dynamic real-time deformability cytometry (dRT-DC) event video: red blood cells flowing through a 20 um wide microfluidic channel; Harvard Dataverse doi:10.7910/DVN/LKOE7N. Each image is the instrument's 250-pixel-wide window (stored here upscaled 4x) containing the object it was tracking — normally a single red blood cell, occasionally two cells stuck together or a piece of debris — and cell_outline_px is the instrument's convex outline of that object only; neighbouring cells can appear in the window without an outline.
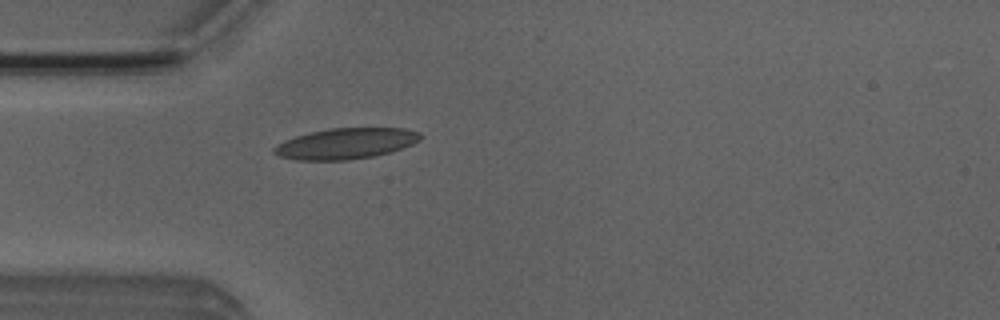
{"species": "Egyptian fruit bat (a non-hibernating species)", "species_latin": "Rousettus aegyptiacus", "temperature_condition": "room temperature", "stored_images_in_passage": 1, "camera_frame_rate_fps": 3000, "um_per_image_px": 0.085, "animal": {"sex": "male"}, "frame": {"image": 1, "passage_image": 1, "time_ms": 0.0, "image_size_px": [1000, 320], "cell_outline_px": [[424, 136], [420, 140], [412, 144], [392, 152], [372, 156], [344, 160], [300, 160], [280, 156], [272, 152], [272, 148], [276, 144], [284, 140], [296, 136], [312, 132], [332, 128], [404, 128], [420, 132]], "centroid_in_image_um": [29.41, 12.19], "position_along_channel_um": 55.6, "area_um2": 26.24}}